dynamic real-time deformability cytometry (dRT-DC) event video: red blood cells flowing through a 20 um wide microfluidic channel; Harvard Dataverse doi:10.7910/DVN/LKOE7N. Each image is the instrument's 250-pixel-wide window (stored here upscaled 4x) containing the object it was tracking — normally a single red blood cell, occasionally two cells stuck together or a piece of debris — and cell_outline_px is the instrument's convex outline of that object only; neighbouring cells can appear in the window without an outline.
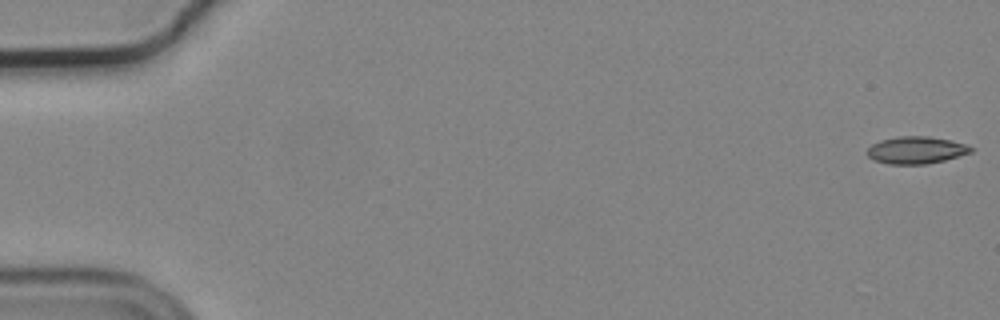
{"species": "common noctule bat (a hibernating species)", "species_latin": "Nyctalus noctula", "temperature_condition": "cold", "stored_images_in_passage": 11, "camera_frame_rate_fps": 3000, "um_per_image_px": 0.085, "animal": {"sex": "male", "body_mass_g": 19.2, "forearm_length_mm": 51.8}, "frame": {"image": 1, "passage_image": 1, "time_ms": 0.0, "image_size_px": [1000, 320], "cell_outline_px": [[972, 152], [944, 160], [928, 164], [888, 164], [872, 160], [868, 156], [868, 148], [872, 144], [880, 140], [900, 136], [928, 136], [968, 144], [972, 148]], "centroid_in_image_um": [77.86, 12.76], "position_along_channel_um": 7.1, "area_um2": 16.42}}